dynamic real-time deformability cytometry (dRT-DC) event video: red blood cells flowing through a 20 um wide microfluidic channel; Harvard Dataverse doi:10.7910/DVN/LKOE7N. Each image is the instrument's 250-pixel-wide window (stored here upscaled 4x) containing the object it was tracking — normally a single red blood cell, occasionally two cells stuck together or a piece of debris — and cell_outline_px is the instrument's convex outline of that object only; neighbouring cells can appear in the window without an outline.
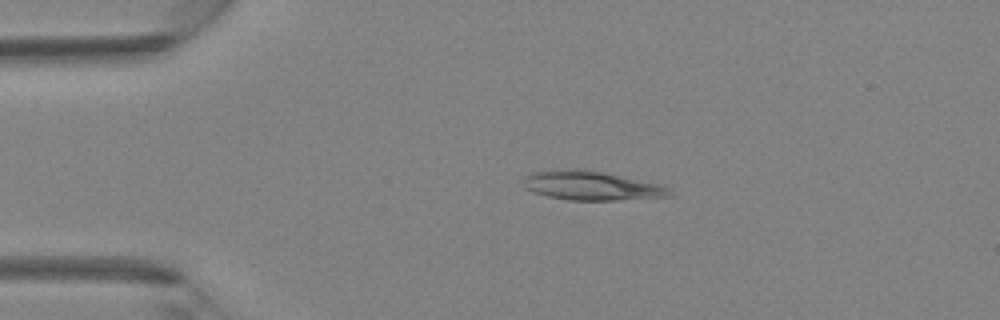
{"species": "Egyptian fruit bat (a non-hibernating species)", "species_latin": "Rousettus aegyptiacus", "temperature_condition": "room temperature", "stored_images_in_passage": 37, "camera_frame_rate_fps": 3000, "um_per_image_px": 0.085, "animal": {"sex": "female"}, "frame": {"image": 1, "passage_image": 4, "time_ms": 1.0, "image_size_px": [1000, 320], "cell_outline_px": [[672, 196], [616, 200], [568, 200], [548, 196], [532, 192], [524, 188], [524, 176], [532, 172], [560, 168], [576, 168], [604, 172], [664, 184], [672, 188]], "centroid_in_image_um": [50.3, 15.77], "position_along_channel_um": 34.7, "area_um2": 25.32}}
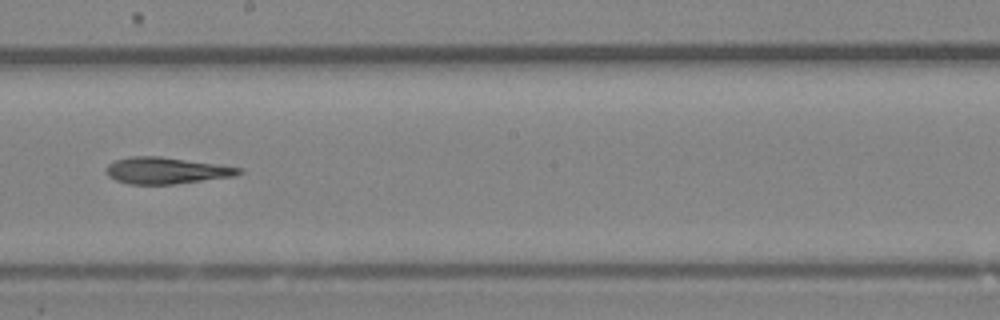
{"frame": {"image": 2, "passage_image": 19, "time_ms": 6.0, "image_size_px": [1000, 320], "cell_outline_px": [[244, 172], [236, 176], [172, 184], [128, 184], [116, 180], [108, 176], [104, 172], [104, 168], [108, 164], [116, 160], [128, 156], [160, 156], [244, 168]], "centroid_in_image_um": [14.11, 14.49], "position_along_channel_um": 234.1, "area_um2": 20.63}}
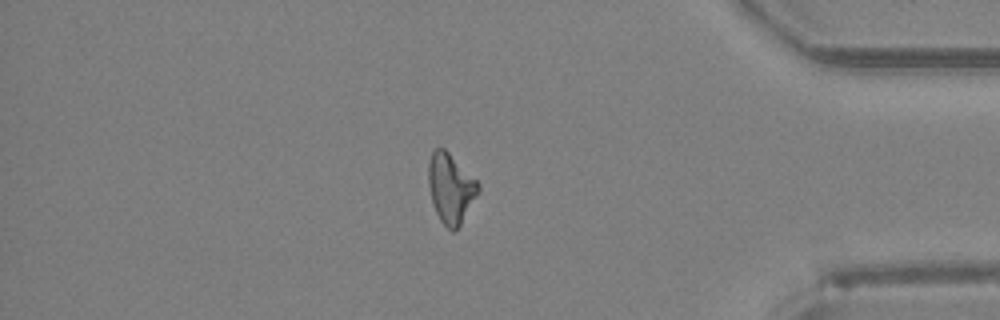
{"frame": {"image": 3, "passage_image": 31, "time_ms": 10.0, "image_size_px": [1000, 320], "cell_outline_px": [[480, 188], [476, 196], [460, 224], [452, 232], [440, 220], [432, 204], [428, 184], [428, 160], [432, 152], [436, 148], [444, 148], [480, 184]], "centroid_in_image_um": [38.27, 15.98], "position_along_channel_um": 396.9, "area_um2": 19.88}}